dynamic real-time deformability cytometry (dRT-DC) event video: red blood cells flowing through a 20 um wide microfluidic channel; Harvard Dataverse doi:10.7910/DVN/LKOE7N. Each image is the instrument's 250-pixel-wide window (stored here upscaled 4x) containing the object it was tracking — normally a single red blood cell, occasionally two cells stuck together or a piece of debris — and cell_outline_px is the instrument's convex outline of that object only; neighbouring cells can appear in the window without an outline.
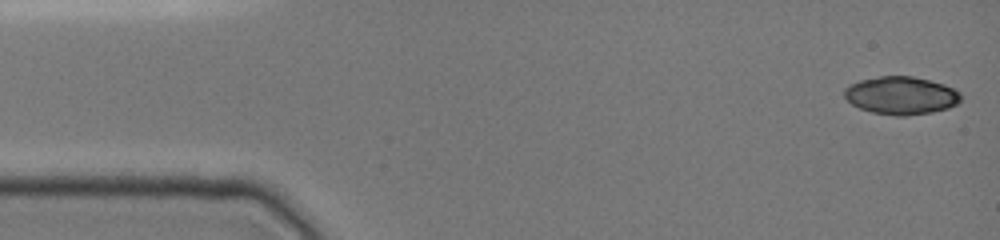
{"species": "common noctule bat (a hibernating species)", "species_latin": "Nyctalus noctula", "temperature_condition": "cold", "stored_images_in_passage": 15, "camera_frame_rate_fps": 3000, "um_per_image_px": 0.085, "animal": {"sex": "female", "body_mass_g": 19.0, "forearm_length_mm": 51.5}, "frame": {"image": 1, "passage_image": 1, "time_ms": 0.0, "image_size_px": [1000, 240], "cell_outline_px": [[960, 100], [956, 104], [948, 108], [932, 112], [904, 116], [896, 116], [872, 112], [860, 108], [852, 104], [844, 96], [844, 88], [848, 84], [860, 80], [880, 76], [912, 76], [944, 84], [960, 92]], "centroid_in_image_um": [76.57, 8.11], "position_along_channel_um": 8.4, "area_um2": 25.66}}
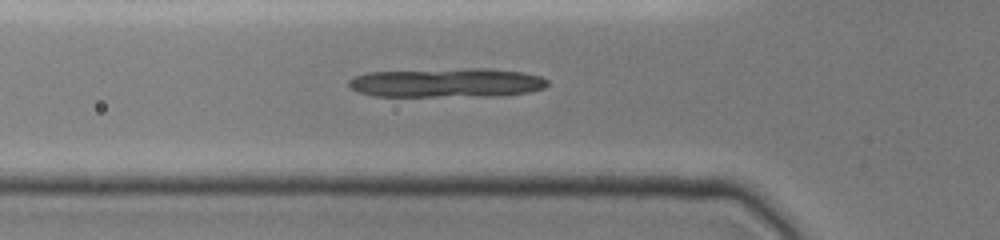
{"frame": {"image": 2, "passage_image": 9, "time_ms": 5.0, "image_size_px": [1000, 240], "cell_outline_px": [[548, 84], [544, 88], [528, 92], [500, 96], [372, 96], [360, 92], [352, 88], [348, 84], [348, 80], [356, 76], [368, 72], [468, 68], [488, 68], [520, 72], [540, 76], [548, 80]], "centroid_in_image_um": [38.0, 7.03], "position_along_channel_um": 87.8, "area_um2": 33.81}}
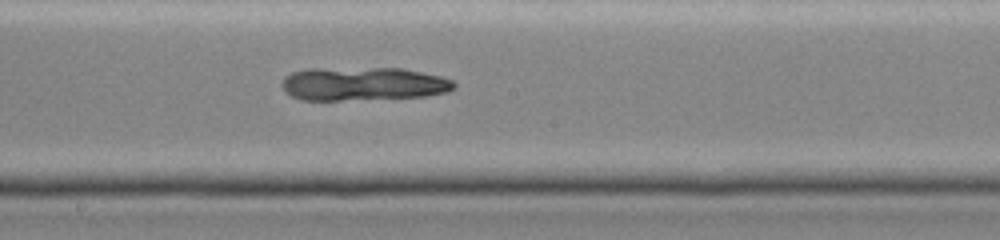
{"frame": {"image": 3, "passage_image": 15, "time_ms": 8.333, "image_size_px": [1000, 240], "cell_outline_px": [[456, 88], [448, 92], [424, 96], [340, 100], [300, 100], [292, 96], [280, 84], [284, 76], [292, 72], [304, 68], [400, 68], [440, 76], [452, 80], [456, 84]], "centroid_in_image_um": [30.84, 7.12], "position_along_channel_um": 217.4, "area_um2": 33.58}}